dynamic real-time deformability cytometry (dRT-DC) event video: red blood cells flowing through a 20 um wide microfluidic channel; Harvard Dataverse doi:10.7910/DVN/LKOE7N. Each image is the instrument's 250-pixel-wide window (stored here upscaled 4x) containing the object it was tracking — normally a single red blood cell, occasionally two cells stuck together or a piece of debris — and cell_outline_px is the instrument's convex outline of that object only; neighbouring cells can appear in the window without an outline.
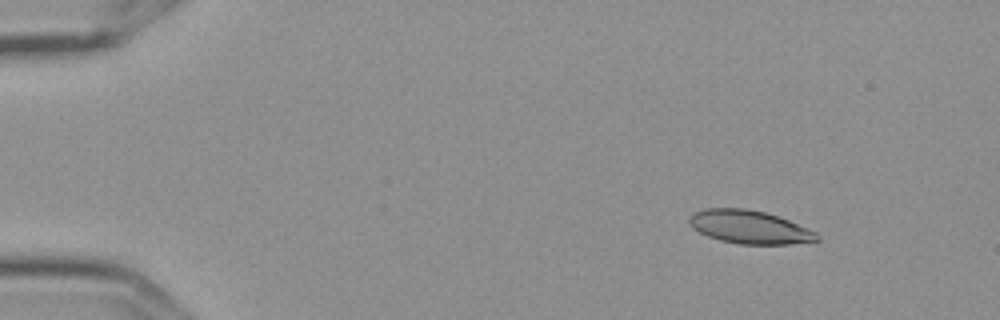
{"species": "Egyptian fruit bat (a non-hibernating species)", "species_latin": "Rousettus aegyptiacus", "temperature_condition": "cold", "stored_images_in_passage": 5, "camera_frame_rate_fps": 3000, "um_per_image_px": 0.085, "frame": {"image": 1, "passage_image": 3, "time_ms": 0.667, "image_size_px": [1000, 320], "cell_outline_px": [[820, 240], [788, 244], [740, 244], [720, 240], [708, 236], [692, 228], [688, 224], [688, 216], [692, 212], [704, 208], [744, 208], [764, 212], [788, 220], [816, 232], [820, 236]], "centroid_in_image_um": [63.65, 19.29], "position_along_channel_um": 21.4, "area_um2": 24.74}}